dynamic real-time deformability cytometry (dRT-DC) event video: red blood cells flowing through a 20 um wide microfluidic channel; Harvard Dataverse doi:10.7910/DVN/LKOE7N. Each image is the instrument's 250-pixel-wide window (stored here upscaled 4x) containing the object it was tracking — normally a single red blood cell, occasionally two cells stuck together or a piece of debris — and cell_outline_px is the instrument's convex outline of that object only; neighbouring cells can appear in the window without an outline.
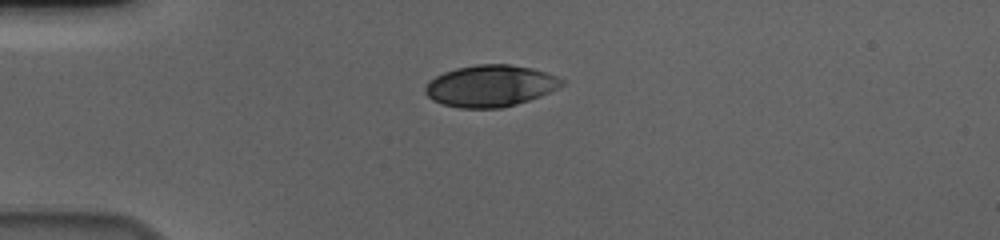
{"species": "human", "species_latin": "Homo sapiens", "temperature_condition": "cold", "stored_images_in_passage": 41, "camera_frame_rate_fps": 3000, "um_per_image_px": 0.085, "donor": {"sex": "male"}, "frame": {"image": 1, "passage_image": 1, "time_ms": 0.0, "image_size_px": [1000, 240], "cell_outline_px": [[532, 96], [512, 104], [448, 104], [432, 96], [428, 92], [428, 88], [440, 76], [448, 72], [464, 68], [524, 68], [532, 72]], "centroid_in_image_um": [41.08, 7.32], "position_along_channel_um": 43.9, "area_um2": 23.81}}
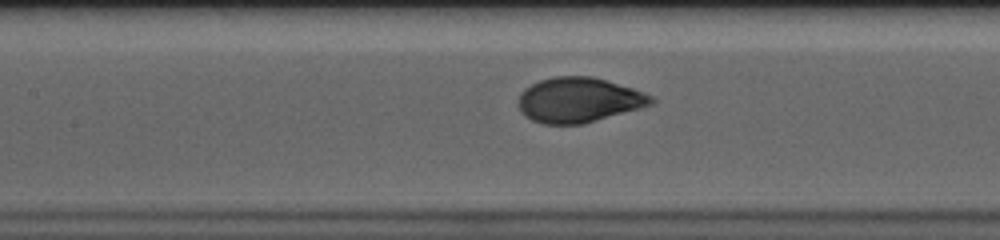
{"frame": {"image": 2, "passage_image": 13, "time_ms": 4.0, "image_size_px": [1000, 240], "cell_outline_px": [[644, 100], [628, 108], [588, 120], [540, 120], [532, 116], [524, 108], [524, 96], [532, 88], [548, 80], [600, 80], [624, 88], [640, 96]], "centroid_in_image_um": [49.07, 8.49], "position_along_channel_um": 158.3, "area_um2": 26.76}}
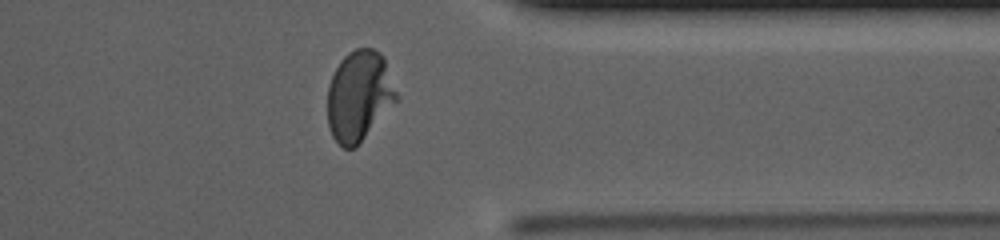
{"frame": {"image": 3, "passage_image": 32, "time_ms": 10.333, "image_size_px": [1000, 240], "cell_outline_px": [[380, 68], [368, 120], [364, 132], [360, 140], [352, 148], [348, 148], [340, 144], [332, 132], [328, 116], [328, 96], [332, 80], [340, 64], [352, 52], [364, 48], [380, 56]], "centroid_in_image_um": [30.0, 8.17], "position_along_channel_um": 381.4, "area_um2": 26.24}, "authors_computed_cell_mechanics": {"area_um2": 27.5128, "velocity_mm_per_s": 3.6184, "shape_relaxation_time_tau1_ms": 3.9589, "shape_relaxation_time_tau2_ms": null, "deformation_change_tau1": 0.1839, "deformation_change_tau2": null}}